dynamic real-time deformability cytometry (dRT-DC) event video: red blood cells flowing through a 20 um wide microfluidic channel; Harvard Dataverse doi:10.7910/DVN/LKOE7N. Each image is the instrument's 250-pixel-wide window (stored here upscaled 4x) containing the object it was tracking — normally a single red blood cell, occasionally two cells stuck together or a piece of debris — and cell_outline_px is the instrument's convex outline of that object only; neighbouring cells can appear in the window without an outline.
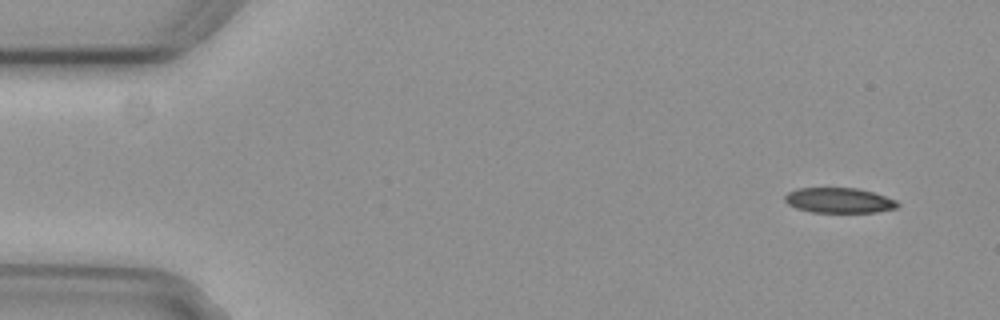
{"species": "common noctule bat (a hibernating species)", "species_latin": "Nyctalus noctula", "temperature_condition": "cold", "stored_images_in_passage": 5, "camera_frame_rate_fps": 3000, "um_per_image_px": 0.085, "animal": {"sex": "female", "body_mass_g": 29.2, "forearm_length_mm": 56.3}, "frame": {"image": 1, "passage_image": 1, "time_ms": 0.0, "image_size_px": [1000, 320], "cell_outline_px": [[900, 204], [896, 208], [876, 212], [812, 212], [796, 208], [788, 204], [784, 200], [784, 196], [788, 192], [796, 188], [856, 188], [872, 192], [896, 200]], "centroid_in_image_um": [71.29, 17.03], "position_along_channel_um": 13.7, "area_um2": 16.47}}
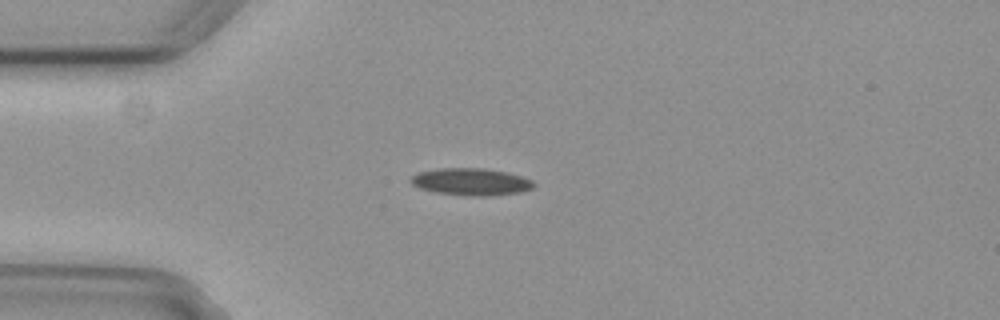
{"frame": {"image": 2, "passage_image": 4, "time_ms": 1.0, "image_size_px": [1000, 320], "cell_outline_px": [[536, 184], [532, 188], [520, 192], [488, 196], [472, 196], [436, 192], [420, 188], [412, 184], [408, 180], [412, 176], [420, 172], [440, 168], [484, 168], [508, 172], [524, 176], [532, 180]], "centroid_in_image_um": [40.08, 15.44], "position_along_channel_um": 44.9, "area_um2": 19.48}}
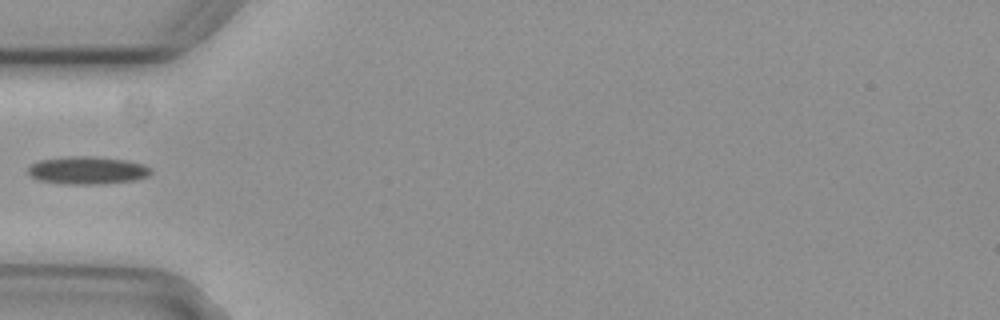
{"frame": {"image": 3, "passage_image": 5, "time_ms": 1.333, "image_size_px": [1000, 320], "cell_outline_px": [[152, 172], [148, 176], [136, 180], [100, 184], [64, 184], [36, 180], [28, 172], [28, 164], [40, 160], [68, 156], [92, 156], [124, 160], [144, 164], [152, 168]], "centroid_in_image_um": [7.42, 14.48], "position_along_channel_um": 77.6, "area_um2": 20.06}}